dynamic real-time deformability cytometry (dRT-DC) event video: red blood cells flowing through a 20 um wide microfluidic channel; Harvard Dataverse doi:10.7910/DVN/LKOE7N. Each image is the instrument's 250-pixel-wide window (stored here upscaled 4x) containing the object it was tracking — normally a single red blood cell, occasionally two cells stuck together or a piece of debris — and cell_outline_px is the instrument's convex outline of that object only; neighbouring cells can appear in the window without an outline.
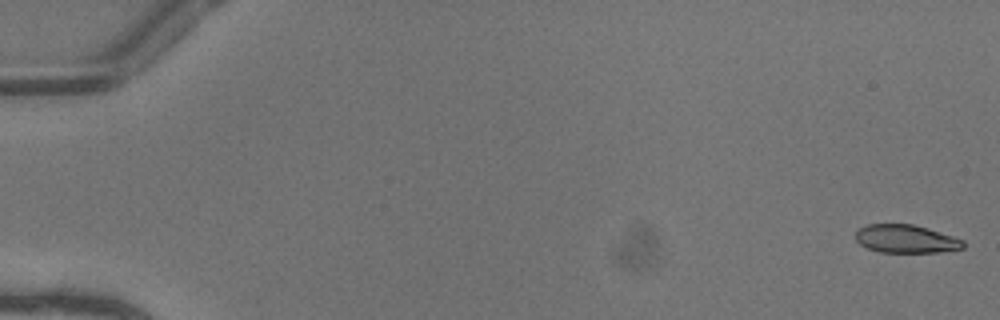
{"species": "common noctule bat (a hibernating species)", "species_latin": "Nyctalus noctula", "temperature_condition": "warm", "stored_images_in_passage": 51, "camera_frame_rate_fps": 3000, "um_per_image_px": 0.085, "animal": {"sex": "female"}, "frame": {"image": 1, "passage_image": 1, "time_ms": 0.0, "image_size_px": [1000, 320], "cell_outline_px": [[964, 248], [936, 252], [880, 252], [868, 248], [860, 244], [856, 240], [856, 232], [860, 228], [868, 224], [912, 224], [928, 228], [964, 240]], "centroid_in_image_um": [77.0, 20.3], "position_along_channel_um": 8.0, "area_um2": 17.51}}
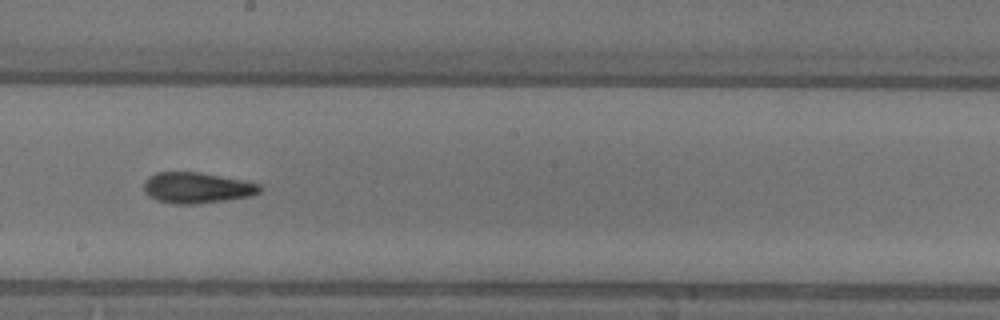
{"frame": {"image": 2, "passage_image": 30, "time_ms": 9.667, "image_size_px": [1000, 320], "cell_outline_px": [[264, 188], [260, 192], [252, 196], [196, 204], [172, 204], [156, 200], [144, 188], [144, 180], [148, 176], [156, 172], [200, 172], [244, 180], [260, 184]], "centroid_in_image_um": [16.78, 15.95], "position_along_channel_um": 231.4, "area_um2": 20.92}}
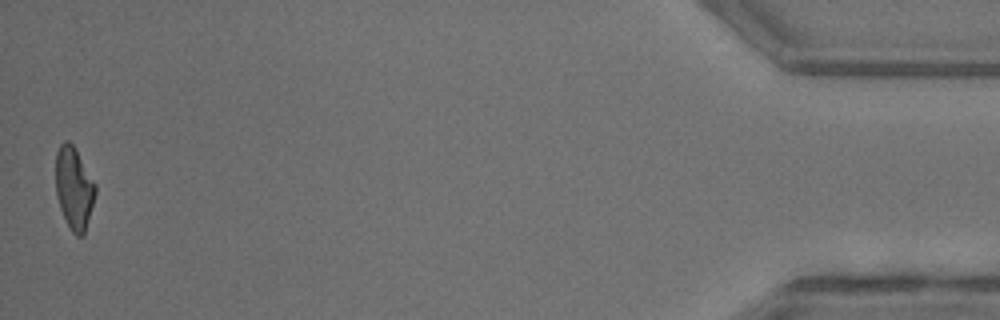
{"frame": {"image": 3, "passage_image": 51, "time_ms": 16.667, "image_size_px": [1000, 320], "cell_outline_px": [[96, 192], [84, 236], [76, 236], [72, 232], [60, 208], [56, 196], [56, 152], [60, 144], [64, 140], [68, 140], [76, 148], [96, 184]], "centroid_in_image_um": [6.29, 15.97], "position_along_channel_um": 428.9, "area_um2": 19.13}, "authors_computed_cell_mechanics": {"area_um2": 19.941, "velocity_mm_per_s": 4.123, "shape_relaxation_time_tau1_ms": 6.8449, "shape_relaxation_time_tau2_ms": 2.9457, "deformation_change_tau1": 0.233, "deformation_change_tau2": 0.119}}